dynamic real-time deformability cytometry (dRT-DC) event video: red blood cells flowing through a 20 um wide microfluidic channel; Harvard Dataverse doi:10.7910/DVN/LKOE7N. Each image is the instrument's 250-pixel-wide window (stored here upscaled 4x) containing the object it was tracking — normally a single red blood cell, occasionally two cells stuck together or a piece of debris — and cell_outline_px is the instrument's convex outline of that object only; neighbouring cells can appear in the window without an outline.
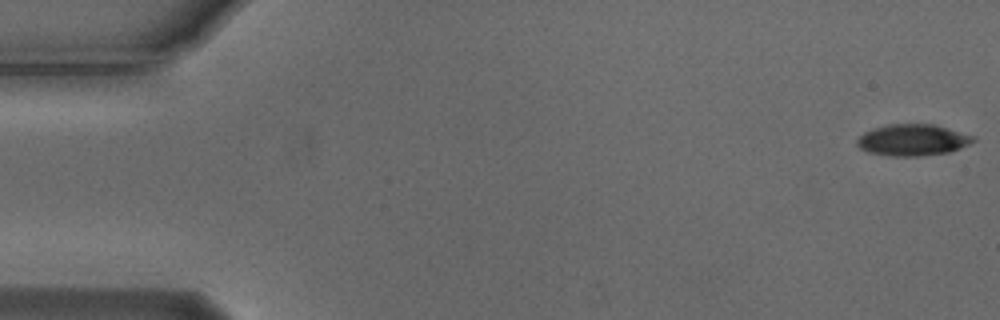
{"species": "Egyptian fruit bat (a non-hibernating species)", "species_latin": "Rousettus aegyptiacus", "temperature_condition": "cold", "stored_images_in_passage": 53, "camera_frame_rate_fps": 3000, "um_per_image_px": 0.085, "animal": {"sex": "male"}, "frame": {"image": 1, "passage_image": 1, "time_ms": 0.0, "image_size_px": [1000, 320], "cell_outline_px": [[976, 140], [960, 148], [948, 152], [916, 156], [888, 156], [868, 152], [860, 148], [856, 144], [856, 140], [864, 132], [872, 128], [888, 124], [932, 124], [976, 136]], "centroid_in_image_um": [77.55, 11.89], "position_along_channel_um": 7.5, "area_um2": 21.27}}
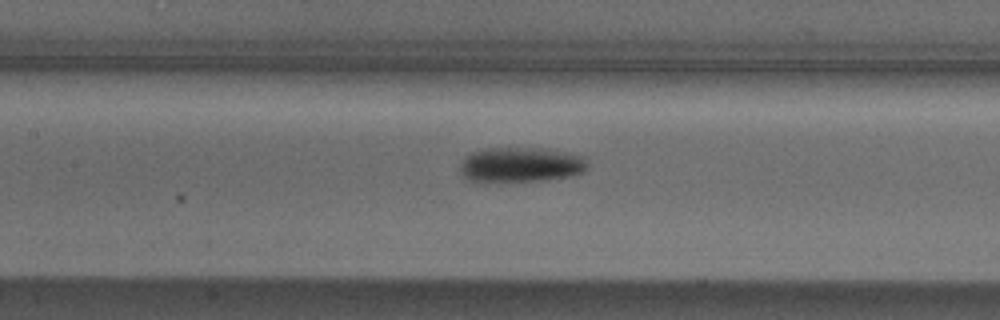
{"frame": {"image": 2, "passage_image": 25, "time_ms": 8.0, "image_size_px": [1000, 320], "cell_outline_px": [[588, 168], [584, 172], [572, 176], [548, 180], [468, 180], [460, 172], [460, 164], [464, 156], [472, 152], [484, 148], [540, 148], [588, 156]], "centroid_in_image_um": [44.33, 13.98], "position_along_channel_um": 163.1, "area_um2": 25.95}}
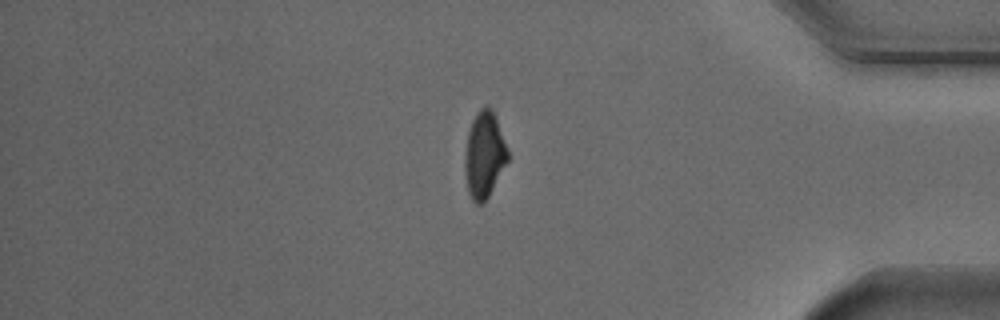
{"frame": {"image": 3, "passage_image": 46, "time_ms": 15.0, "image_size_px": [1000, 320], "cell_outline_px": [[508, 160], [488, 196], [480, 204], [476, 204], [472, 200], [468, 192], [464, 172], [464, 160], [468, 132], [472, 120], [476, 112], [480, 108], [492, 108], [508, 152]], "centroid_in_image_um": [41.13, 13.17], "position_along_channel_um": 394.1, "area_um2": 21.15}}